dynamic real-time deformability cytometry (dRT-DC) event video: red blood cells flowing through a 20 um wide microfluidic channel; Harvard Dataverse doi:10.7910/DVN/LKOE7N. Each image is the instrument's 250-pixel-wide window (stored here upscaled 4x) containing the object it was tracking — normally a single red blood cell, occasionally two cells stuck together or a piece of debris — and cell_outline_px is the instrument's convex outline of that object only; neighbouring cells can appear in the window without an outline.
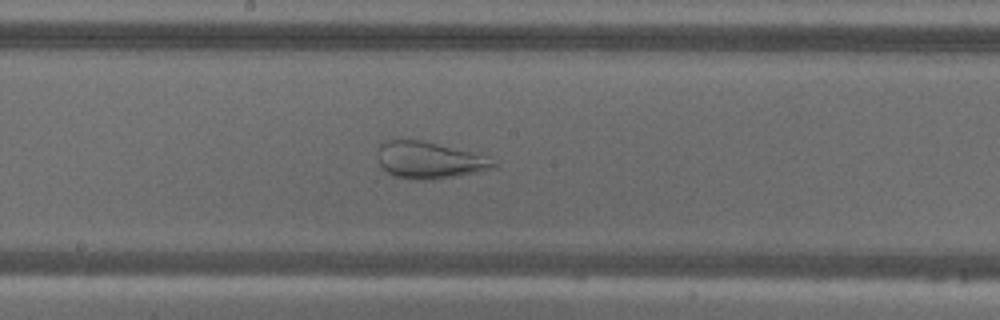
{"species": "common noctule bat (a hibernating species)", "species_latin": "Nyctalus noctula", "temperature_condition": "warm", "stored_images_in_passage": 39, "camera_frame_rate_fps": 3000, "um_per_image_px": 0.085, "animal": {"sex": "male", "body_mass_g": 18.8}, "frame": {"image": 1, "passage_image": 13, "time_ms": 4.0, "image_size_px": [1000, 320], "cell_outline_px": [[496, 164], [492, 168], [476, 172], [432, 180], [416, 180], [396, 176], [388, 172], [380, 164], [380, 144], [384, 140], [420, 140], [488, 156], [496, 160]], "centroid_in_image_um": [36.52, 13.62], "position_along_channel_um": 211.7, "area_um2": 24.33}}
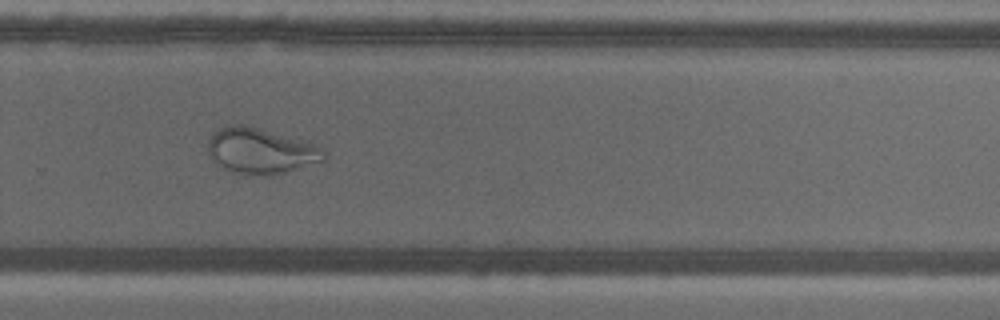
{"frame": {"image": 2, "passage_image": 21, "time_ms": 6.667, "image_size_px": [1000, 320], "cell_outline_px": [[328, 156], [324, 160], [272, 176], [248, 176], [232, 172], [220, 168], [212, 160], [208, 152], [208, 140], [212, 132], [220, 128], [232, 124], [244, 124], [312, 144], [324, 148]], "centroid_in_image_um": [22.1, 12.86], "position_along_channel_um": 307.7, "area_um2": 31.04}}
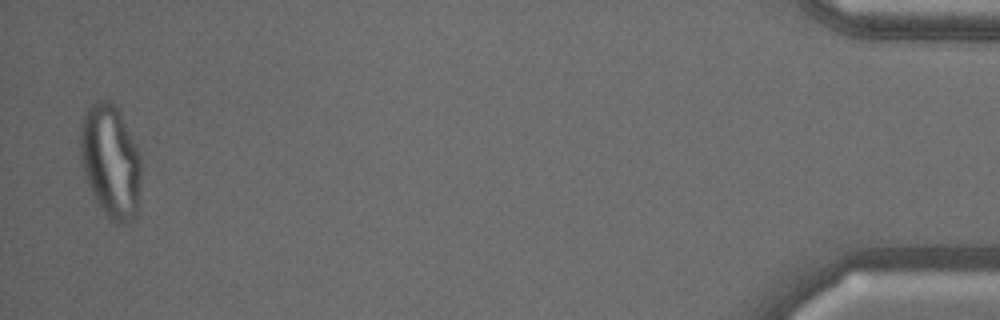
{"frame": {"image": 3, "passage_image": 38, "time_ms": 12.333, "image_size_px": [1000, 320], "cell_outline_px": [[140, 184], [136, 216], [124, 224], [120, 224], [112, 220], [104, 212], [96, 200], [84, 176], [80, 160], [80, 124], [88, 108], [92, 104], [100, 100], [112, 100], [116, 104], [140, 152]], "centroid_in_image_um": [9.39, 13.67], "position_along_channel_um": 425.8, "area_um2": 40.23}}